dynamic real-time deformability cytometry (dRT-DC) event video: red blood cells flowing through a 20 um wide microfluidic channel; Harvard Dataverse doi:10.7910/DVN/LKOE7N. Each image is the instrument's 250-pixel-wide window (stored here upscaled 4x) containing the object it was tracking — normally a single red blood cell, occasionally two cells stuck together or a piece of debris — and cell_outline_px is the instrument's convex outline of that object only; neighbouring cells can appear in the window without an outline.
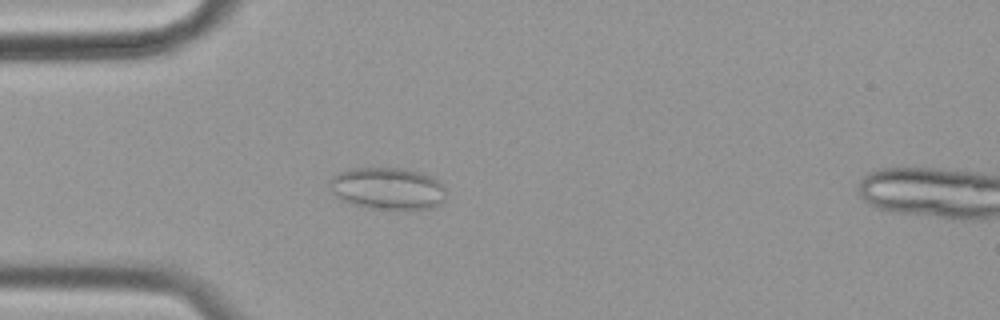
{"species": "common noctule bat (a hibernating species)", "species_latin": "Nyctalus noctula", "temperature_condition": "cold", "stored_images_in_passage": 57, "camera_frame_rate_fps": 3000, "um_per_image_px": 0.085, "animal": {"sex": "female", "body_mass_g": 19.9}, "frame": {"image": 1, "passage_image": 16, "time_ms": 5.0, "image_size_px": [1000, 320], "cell_outline_px": [[444, 200], [440, 204], [432, 208], [372, 208], [352, 204], [340, 200], [332, 192], [328, 184], [332, 176], [340, 172], [352, 168], [404, 168], [428, 176], [436, 180], [444, 188]], "centroid_in_image_um": [32.88, 16.01], "position_along_channel_um": 52.1, "area_um2": 28.09}}
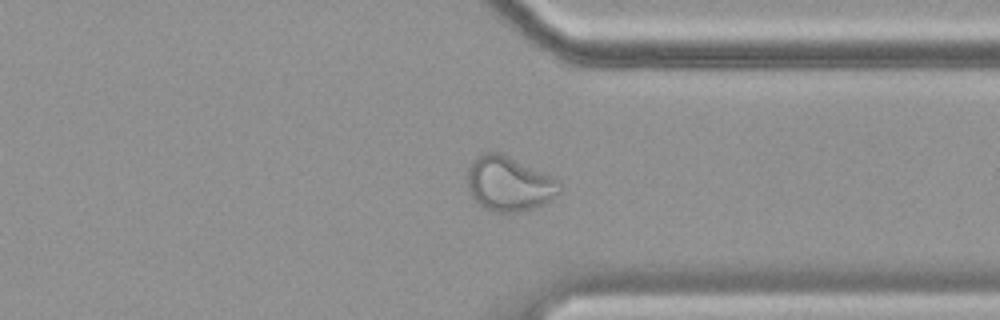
{"frame": {"image": 2, "passage_image": 44, "time_ms": 14.333, "image_size_px": [1000, 320], "cell_outline_px": [[560, 180], [556, 192], [544, 204], [520, 212], [496, 212], [484, 208], [472, 200], [468, 188], [468, 168], [484, 152], [500, 152]], "centroid_in_image_um": [43.22, 15.63], "position_along_channel_um": 368.2, "area_um2": 28.84}}
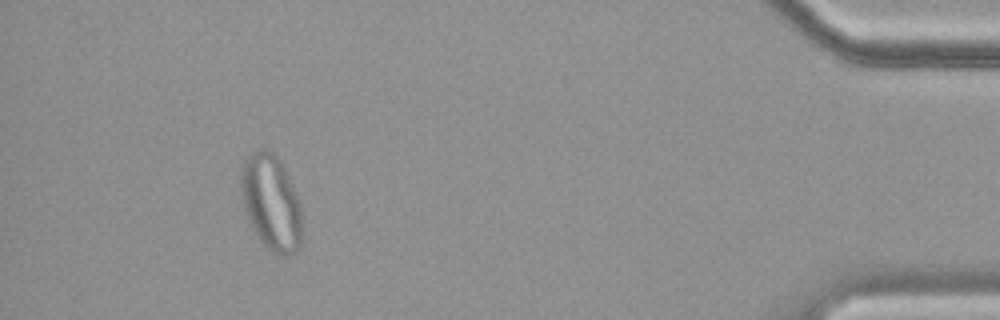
{"frame": {"image": 3, "passage_image": 53, "time_ms": 17.333, "image_size_px": [1000, 320], "cell_outline_px": [[300, 248], [296, 252], [284, 256], [276, 256], [260, 240], [248, 220], [244, 208], [240, 180], [244, 164], [248, 156], [252, 152], [260, 148], [264, 148], [272, 152], [280, 160], [284, 168], [300, 204]], "centroid_in_image_um": [23.04, 17.23], "position_along_channel_um": 412.2, "area_um2": 33.52}, "authors_computed_cell_mechanics": {"area_um2": 28.8422, "velocity_mm_per_s": 3.4838, "shape_relaxation_time_tau1_ms": null, "shape_relaxation_time_tau2_ms": 1.2144, "deformation_change_tau1": null, "deformation_change_tau2": 0.0547}}